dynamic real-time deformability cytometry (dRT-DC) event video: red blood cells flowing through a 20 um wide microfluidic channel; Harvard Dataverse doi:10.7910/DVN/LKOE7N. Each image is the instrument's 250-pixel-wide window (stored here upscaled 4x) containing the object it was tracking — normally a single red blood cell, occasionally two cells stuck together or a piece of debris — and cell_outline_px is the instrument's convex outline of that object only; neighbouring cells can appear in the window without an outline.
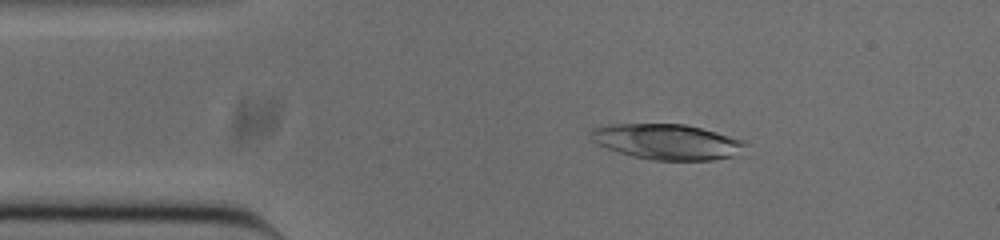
{"species": "common noctule bat (a hibernating species)", "species_latin": "Nyctalus noctula", "temperature_condition": "cold", "stored_images_in_passage": 52, "camera_frame_rate_fps": 3000, "um_per_image_px": 0.085, "animal": {"sex": "male", "body_mass_g": 20.0, "forearm_length_mm": 53.3}, "frame": {"image": 1, "passage_image": 8, "time_ms": 2.333, "image_size_px": [1000, 240], "cell_outline_px": [[748, 144], [736, 156], [712, 160], [652, 160], [620, 152], [596, 144], [588, 136], [588, 132], [592, 128], [604, 124], [684, 124], [716, 132], [744, 140]], "centroid_in_image_um": [56.68, 12.04], "position_along_channel_um": 28.3, "area_um2": 32.02}}
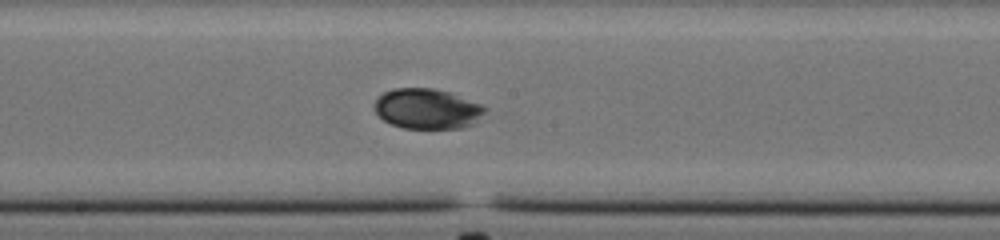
{"frame": {"image": 2, "passage_image": 26, "time_ms": 8.333, "image_size_px": [1000, 240], "cell_outline_px": [[484, 112], [476, 124], [460, 128], [404, 128], [392, 124], [384, 120], [376, 112], [376, 100], [384, 92], [392, 88], [432, 88], [448, 92], [480, 104], [484, 108]], "centroid_in_image_um": [36.31, 9.25], "position_along_channel_um": 211.9, "area_um2": 25.55}}
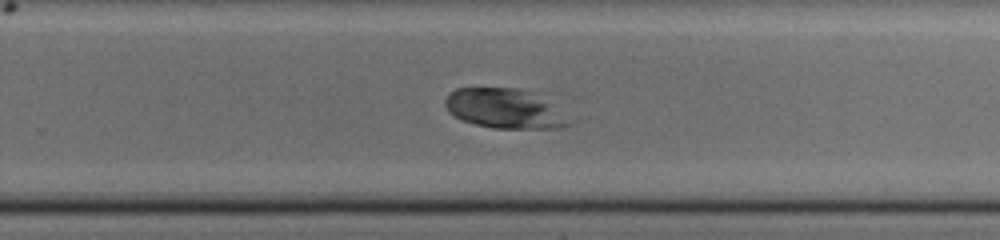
{"frame": {"image": 3, "passage_image": 32, "time_ms": 10.333, "image_size_px": [1000, 240], "cell_outline_px": [[580, 120], [572, 124], [552, 128], [492, 128], [460, 120], [452, 116], [448, 112], [444, 104], [444, 100], [456, 88], [516, 88], [528, 92]], "centroid_in_image_um": [42.92, 9.26], "position_along_channel_um": 286.9, "area_um2": 28.73}}